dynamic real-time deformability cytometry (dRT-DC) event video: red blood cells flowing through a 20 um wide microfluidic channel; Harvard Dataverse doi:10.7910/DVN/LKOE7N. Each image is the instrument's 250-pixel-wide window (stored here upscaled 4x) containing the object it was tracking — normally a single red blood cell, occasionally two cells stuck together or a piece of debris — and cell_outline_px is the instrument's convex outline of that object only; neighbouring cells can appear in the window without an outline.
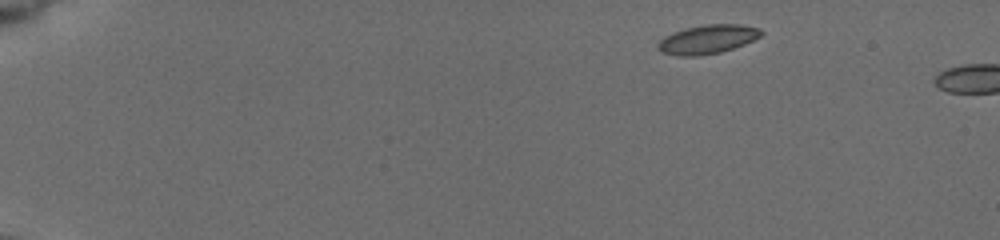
{"species": "common noctule bat (a hibernating species)", "species_latin": "Nyctalus noctula", "temperature_condition": "cold", "stored_images_in_passage": 4, "camera_frame_rate_fps": 3000, "um_per_image_px": 0.085, "animal": {"sex": "female", "body_mass_g": 19.5, "forearm_length_mm": 54.1}, "frame": {"image": 1, "passage_image": 1, "time_ms": 0.0, "image_size_px": [1000, 240], "cell_outline_px": [[764, 32], [760, 36], [744, 44], [720, 52], [696, 56], [676, 56], [660, 52], [656, 48], [656, 44], [664, 36], [672, 32], [684, 28], [704, 24], [740, 24], [760, 28]], "centroid_in_image_um": [60.09, 3.33], "position_along_channel_um": 24.9, "area_um2": 17.57}}